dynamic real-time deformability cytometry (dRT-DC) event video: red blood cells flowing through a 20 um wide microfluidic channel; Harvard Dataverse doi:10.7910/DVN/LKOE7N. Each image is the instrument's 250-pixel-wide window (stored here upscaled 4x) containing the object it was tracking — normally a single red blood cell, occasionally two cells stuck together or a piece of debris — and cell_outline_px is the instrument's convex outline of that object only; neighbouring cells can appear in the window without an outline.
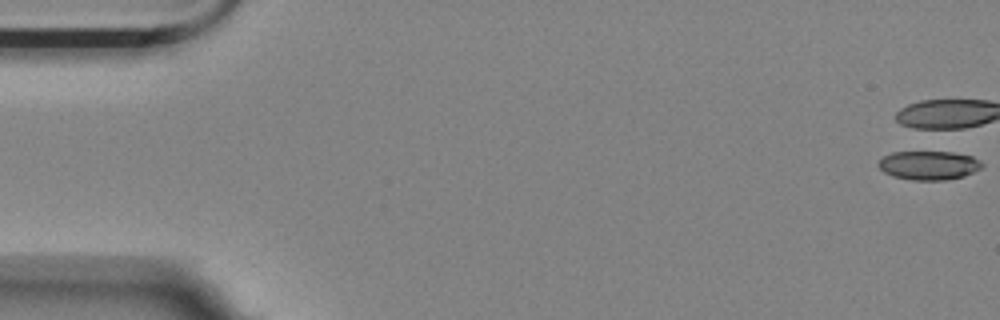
{"species": "Egyptian fruit bat (a non-hibernating species)", "species_latin": "Rousettus aegyptiacus", "temperature_condition": "room temperature", "stored_images_in_passage": 44, "camera_frame_rate_fps": 3000, "um_per_image_px": 0.085, "animal": {"sex": "female"}, "frame": {"image": 1, "passage_image": 1, "time_ms": 0.0, "image_size_px": [1000, 320], "cell_outline_px": [[984, 164], [980, 168], [964, 176], [944, 180], [912, 180], [892, 176], [884, 172], [876, 164], [884, 156], [892, 152], [952, 152], [972, 156], [980, 160]], "centroid_in_image_um": [78.94, 14.05], "position_along_channel_um": 6.1, "area_um2": 17.4}, "authors_computed_cell_mechanics": {"area_um2": 19.7387, "velocity_mm_per_s": 3.5585, "shape_relaxation_time_tau1_ms": 0.2528, "shape_relaxation_time_tau2_ms": null, "deformation_change_tau1": 0.2466, "deformation_change_tau2": null}}